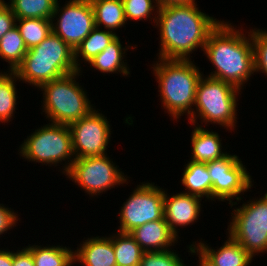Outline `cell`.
<instances>
[{
  "label": "cell",
  "mask_w": 267,
  "mask_h": 266,
  "mask_svg": "<svg viewBox=\"0 0 267 266\" xmlns=\"http://www.w3.org/2000/svg\"><path fill=\"white\" fill-rule=\"evenodd\" d=\"M180 181L185 187V193L212 201V183L206 163L188 161Z\"/></svg>",
  "instance_id": "ffe728a7"
},
{
  "label": "cell",
  "mask_w": 267,
  "mask_h": 266,
  "mask_svg": "<svg viewBox=\"0 0 267 266\" xmlns=\"http://www.w3.org/2000/svg\"><path fill=\"white\" fill-rule=\"evenodd\" d=\"M202 198L189 193L180 192L169 195L164 194V219L171 231L178 235V227L193 225L200 217Z\"/></svg>",
  "instance_id": "5bb4252c"
},
{
  "label": "cell",
  "mask_w": 267,
  "mask_h": 266,
  "mask_svg": "<svg viewBox=\"0 0 267 266\" xmlns=\"http://www.w3.org/2000/svg\"><path fill=\"white\" fill-rule=\"evenodd\" d=\"M95 26L115 32L126 25L127 20L122 0H90Z\"/></svg>",
  "instance_id": "44dd1931"
},
{
  "label": "cell",
  "mask_w": 267,
  "mask_h": 266,
  "mask_svg": "<svg viewBox=\"0 0 267 266\" xmlns=\"http://www.w3.org/2000/svg\"><path fill=\"white\" fill-rule=\"evenodd\" d=\"M224 20L209 33L203 54L212 63L215 71L207 76L228 82L242 89L254 75V50L250 32L236 29ZM247 35V36H246Z\"/></svg>",
  "instance_id": "7a4b0ae2"
},
{
  "label": "cell",
  "mask_w": 267,
  "mask_h": 266,
  "mask_svg": "<svg viewBox=\"0 0 267 266\" xmlns=\"http://www.w3.org/2000/svg\"><path fill=\"white\" fill-rule=\"evenodd\" d=\"M144 252L166 251L178 241L165 219L147 222L129 233Z\"/></svg>",
  "instance_id": "9a60e30c"
},
{
  "label": "cell",
  "mask_w": 267,
  "mask_h": 266,
  "mask_svg": "<svg viewBox=\"0 0 267 266\" xmlns=\"http://www.w3.org/2000/svg\"><path fill=\"white\" fill-rule=\"evenodd\" d=\"M32 254L35 266H73L74 249L63 245L39 246L30 244L27 247Z\"/></svg>",
  "instance_id": "603a6c76"
},
{
  "label": "cell",
  "mask_w": 267,
  "mask_h": 266,
  "mask_svg": "<svg viewBox=\"0 0 267 266\" xmlns=\"http://www.w3.org/2000/svg\"><path fill=\"white\" fill-rule=\"evenodd\" d=\"M116 256V266H140L144 251L129 233L110 235Z\"/></svg>",
  "instance_id": "cb8c5ba5"
},
{
  "label": "cell",
  "mask_w": 267,
  "mask_h": 266,
  "mask_svg": "<svg viewBox=\"0 0 267 266\" xmlns=\"http://www.w3.org/2000/svg\"><path fill=\"white\" fill-rule=\"evenodd\" d=\"M158 58L152 64L153 75L158 82V96L165 112L176 121L181 116L188 118L193 111L197 84L203 73L194 61Z\"/></svg>",
  "instance_id": "3957f363"
},
{
  "label": "cell",
  "mask_w": 267,
  "mask_h": 266,
  "mask_svg": "<svg viewBox=\"0 0 267 266\" xmlns=\"http://www.w3.org/2000/svg\"><path fill=\"white\" fill-rule=\"evenodd\" d=\"M74 251V264L84 266H116L113 243L109 236L91 237L82 241Z\"/></svg>",
  "instance_id": "2e32d148"
},
{
  "label": "cell",
  "mask_w": 267,
  "mask_h": 266,
  "mask_svg": "<svg viewBox=\"0 0 267 266\" xmlns=\"http://www.w3.org/2000/svg\"><path fill=\"white\" fill-rule=\"evenodd\" d=\"M123 48V44H121L120 37L118 36L112 43H110L104 51L100 54L96 55L90 64L91 68H94L104 74H122V76L128 77L130 74V69L128 67L126 59V52L129 49H135L137 46H128Z\"/></svg>",
  "instance_id": "d6986e66"
},
{
  "label": "cell",
  "mask_w": 267,
  "mask_h": 266,
  "mask_svg": "<svg viewBox=\"0 0 267 266\" xmlns=\"http://www.w3.org/2000/svg\"><path fill=\"white\" fill-rule=\"evenodd\" d=\"M8 72V73H7ZM0 71V123L12 121L17 109L16 81L19 80L14 71Z\"/></svg>",
  "instance_id": "d4e9b609"
},
{
  "label": "cell",
  "mask_w": 267,
  "mask_h": 266,
  "mask_svg": "<svg viewBox=\"0 0 267 266\" xmlns=\"http://www.w3.org/2000/svg\"><path fill=\"white\" fill-rule=\"evenodd\" d=\"M0 266H13V251L0 249Z\"/></svg>",
  "instance_id": "d590c367"
},
{
  "label": "cell",
  "mask_w": 267,
  "mask_h": 266,
  "mask_svg": "<svg viewBox=\"0 0 267 266\" xmlns=\"http://www.w3.org/2000/svg\"><path fill=\"white\" fill-rule=\"evenodd\" d=\"M57 0H10L6 4L16 19H52Z\"/></svg>",
  "instance_id": "4316f807"
},
{
  "label": "cell",
  "mask_w": 267,
  "mask_h": 266,
  "mask_svg": "<svg viewBox=\"0 0 267 266\" xmlns=\"http://www.w3.org/2000/svg\"><path fill=\"white\" fill-rule=\"evenodd\" d=\"M18 217V214L13 209L0 203V235L3 236L8 230L16 227L18 221H20Z\"/></svg>",
  "instance_id": "d6a6232c"
},
{
  "label": "cell",
  "mask_w": 267,
  "mask_h": 266,
  "mask_svg": "<svg viewBox=\"0 0 267 266\" xmlns=\"http://www.w3.org/2000/svg\"><path fill=\"white\" fill-rule=\"evenodd\" d=\"M220 135L207 130L202 125H193L191 134V160L197 163H208L222 158L228 152L223 151Z\"/></svg>",
  "instance_id": "ac0fdd59"
},
{
  "label": "cell",
  "mask_w": 267,
  "mask_h": 266,
  "mask_svg": "<svg viewBox=\"0 0 267 266\" xmlns=\"http://www.w3.org/2000/svg\"><path fill=\"white\" fill-rule=\"evenodd\" d=\"M18 152L28 162L34 161L51 167L58 166L59 163L62 165L65 161L61 169L65 175L75 160L69 125L49 122L35 129L19 146Z\"/></svg>",
  "instance_id": "52a82bcc"
},
{
  "label": "cell",
  "mask_w": 267,
  "mask_h": 266,
  "mask_svg": "<svg viewBox=\"0 0 267 266\" xmlns=\"http://www.w3.org/2000/svg\"><path fill=\"white\" fill-rule=\"evenodd\" d=\"M122 1L127 21L129 20L145 21L147 19H149L150 21L153 19L154 24L156 23L159 10V6L156 0H122Z\"/></svg>",
  "instance_id": "f1b7e54d"
},
{
  "label": "cell",
  "mask_w": 267,
  "mask_h": 266,
  "mask_svg": "<svg viewBox=\"0 0 267 266\" xmlns=\"http://www.w3.org/2000/svg\"><path fill=\"white\" fill-rule=\"evenodd\" d=\"M27 50L24 39L16 26L0 39V58L8 62V71H15L22 63Z\"/></svg>",
  "instance_id": "484cf974"
},
{
  "label": "cell",
  "mask_w": 267,
  "mask_h": 266,
  "mask_svg": "<svg viewBox=\"0 0 267 266\" xmlns=\"http://www.w3.org/2000/svg\"><path fill=\"white\" fill-rule=\"evenodd\" d=\"M174 251L169 249L161 252H144L140 266H186L181 255Z\"/></svg>",
  "instance_id": "4dcf8cb0"
},
{
  "label": "cell",
  "mask_w": 267,
  "mask_h": 266,
  "mask_svg": "<svg viewBox=\"0 0 267 266\" xmlns=\"http://www.w3.org/2000/svg\"><path fill=\"white\" fill-rule=\"evenodd\" d=\"M241 93V89L234 85L203 74L197 84L195 107L188 117L189 124L199 126V118L205 126L213 123L233 131L238 116L237 96Z\"/></svg>",
  "instance_id": "5b68a950"
},
{
  "label": "cell",
  "mask_w": 267,
  "mask_h": 266,
  "mask_svg": "<svg viewBox=\"0 0 267 266\" xmlns=\"http://www.w3.org/2000/svg\"><path fill=\"white\" fill-rule=\"evenodd\" d=\"M80 73L82 71L77 70L39 88L43 93L42 111L48 122L70 125L95 109L88 98V92L76 82Z\"/></svg>",
  "instance_id": "8992f818"
},
{
  "label": "cell",
  "mask_w": 267,
  "mask_h": 266,
  "mask_svg": "<svg viewBox=\"0 0 267 266\" xmlns=\"http://www.w3.org/2000/svg\"><path fill=\"white\" fill-rule=\"evenodd\" d=\"M120 170L106 154L75 159L65 176L89 196L96 197L116 186L128 185L129 177Z\"/></svg>",
  "instance_id": "9c48e42d"
},
{
  "label": "cell",
  "mask_w": 267,
  "mask_h": 266,
  "mask_svg": "<svg viewBox=\"0 0 267 266\" xmlns=\"http://www.w3.org/2000/svg\"><path fill=\"white\" fill-rule=\"evenodd\" d=\"M74 50L53 32L39 45L27 50L15 69L18 81L36 88L77 71Z\"/></svg>",
  "instance_id": "277c9868"
},
{
  "label": "cell",
  "mask_w": 267,
  "mask_h": 266,
  "mask_svg": "<svg viewBox=\"0 0 267 266\" xmlns=\"http://www.w3.org/2000/svg\"><path fill=\"white\" fill-rule=\"evenodd\" d=\"M118 37L116 32L95 27L74 50V60L78 70H82L81 60L89 63ZM82 59H79V57ZM80 62V63H79Z\"/></svg>",
  "instance_id": "7402d4cb"
},
{
  "label": "cell",
  "mask_w": 267,
  "mask_h": 266,
  "mask_svg": "<svg viewBox=\"0 0 267 266\" xmlns=\"http://www.w3.org/2000/svg\"><path fill=\"white\" fill-rule=\"evenodd\" d=\"M155 183L142 182L121 206L118 232L130 233L147 222L164 219L165 190Z\"/></svg>",
  "instance_id": "8fae6325"
},
{
  "label": "cell",
  "mask_w": 267,
  "mask_h": 266,
  "mask_svg": "<svg viewBox=\"0 0 267 266\" xmlns=\"http://www.w3.org/2000/svg\"><path fill=\"white\" fill-rule=\"evenodd\" d=\"M5 2L0 0V39L16 26V17Z\"/></svg>",
  "instance_id": "1f68e13d"
},
{
  "label": "cell",
  "mask_w": 267,
  "mask_h": 266,
  "mask_svg": "<svg viewBox=\"0 0 267 266\" xmlns=\"http://www.w3.org/2000/svg\"><path fill=\"white\" fill-rule=\"evenodd\" d=\"M212 183V200L229 201L231 208L243 198L241 194L253 186L252 177L235 154L227 153L222 158L206 163ZM233 199L237 200L236 202Z\"/></svg>",
  "instance_id": "30bf717a"
},
{
  "label": "cell",
  "mask_w": 267,
  "mask_h": 266,
  "mask_svg": "<svg viewBox=\"0 0 267 266\" xmlns=\"http://www.w3.org/2000/svg\"><path fill=\"white\" fill-rule=\"evenodd\" d=\"M228 232L253 258L267 253V192L232 210Z\"/></svg>",
  "instance_id": "ba28073f"
},
{
  "label": "cell",
  "mask_w": 267,
  "mask_h": 266,
  "mask_svg": "<svg viewBox=\"0 0 267 266\" xmlns=\"http://www.w3.org/2000/svg\"><path fill=\"white\" fill-rule=\"evenodd\" d=\"M66 2L61 7L57 0L51 19L52 32L75 50L96 27L94 12L90 0H69ZM54 18L57 20L56 23Z\"/></svg>",
  "instance_id": "7c38bea8"
},
{
  "label": "cell",
  "mask_w": 267,
  "mask_h": 266,
  "mask_svg": "<svg viewBox=\"0 0 267 266\" xmlns=\"http://www.w3.org/2000/svg\"><path fill=\"white\" fill-rule=\"evenodd\" d=\"M13 266H35L31 251L27 246L13 251Z\"/></svg>",
  "instance_id": "836d02e7"
},
{
  "label": "cell",
  "mask_w": 267,
  "mask_h": 266,
  "mask_svg": "<svg viewBox=\"0 0 267 266\" xmlns=\"http://www.w3.org/2000/svg\"><path fill=\"white\" fill-rule=\"evenodd\" d=\"M254 50V72L267 76V31L265 29H250Z\"/></svg>",
  "instance_id": "f546056e"
},
{
  "label": "cell",
  "mask_w": 267,
  "mask_h": 266,
  "mask_svg": "<svg viewBox=\"0 0 267 266\" xmlns=\"http://www.w3.org/2000/svg\"><path fill=\"white\" fill-rule=\"evenodd\" d=\"M197 6V2H192L159 7L155 23L160 30L158 58L190 60L195 50H204L209 33L221 20Z\"/></svg>",
  "instance_id": "6da1fadb"
},
{
  "label": "cell",
  "mask_w": 267,
  "mask_h": 266,
  "mask_svg": "<svg viewBox=\"0 0 267 266\" xmlns=\"http://www.w3.org/2000/svg\"><path fill=\"white\" fill-rule=\"evenodd\" d=\"M16 27L24 39L27 49L39 45L52 33V23L50 19H16Z\"/></svg>",
  "instance_id": "83f0119b"
},
{
  "label": "cell",
  "mask_w": 267,
  "mask_h": 266,
  "mask_svg": "<svg viewBox=\"0 0 267 266\" xmlns=\"http://www.w3.org/2000/svg\"><path fill=\"white\" fill-rule=\"evenodd\" d=\"M188 252H190L192 255H199L197 257H199L197 266H216L215 264H213L195 245H188ZM194 253V254H193Z\"/></svg>",
  "instance_id": "e575fe53"
},
{
  "label": "cell",
  "mask_w": 267,
  "mask_h": 266,
  "mask_svg": "<svg viewBox=\"0 0 267 266\" xmlns=\"http://www.w3.org/2000/svg\"><path fill=\"white\" fill-rule=\"evenodd\" d=\"M159 7L171 6V5H184L195 2V0H156Z\"/></svg>",
  "instance_id": "8d00e7d4"
},
{
  "label": "cell",
  "mask_w": 267,
  "mask_h": 266,
  "mask_svg": "<svg viewBox=\"0 0 267 266\" xmlns=\"http://www.w3.org/2000/svg\"><path fill=\"white\" fill-rule=\"evenodd\" d=\"M98 110L93 109L87 116L69 125L75 159L107 154L112 125Z\"/></svg>",
  "instance_id": "4fadbf2b"
},
{
  "label": "cell",
  "mask_w": 267,
  "mask_h": 266,
  "mask_svg": "<svg viewBox=\"0 0 267 266\" xmlns=\"http://www.w3.org/2000/svg\"><path fill=\"white\" fill-rule=\"evenodd\" d=\"M225 243L213 249L204 241H194L195 245L216 266H250L253 257L229 234Z\"/></svg>",
  "instance_id": "e0dca14e"
}]
</instances>
